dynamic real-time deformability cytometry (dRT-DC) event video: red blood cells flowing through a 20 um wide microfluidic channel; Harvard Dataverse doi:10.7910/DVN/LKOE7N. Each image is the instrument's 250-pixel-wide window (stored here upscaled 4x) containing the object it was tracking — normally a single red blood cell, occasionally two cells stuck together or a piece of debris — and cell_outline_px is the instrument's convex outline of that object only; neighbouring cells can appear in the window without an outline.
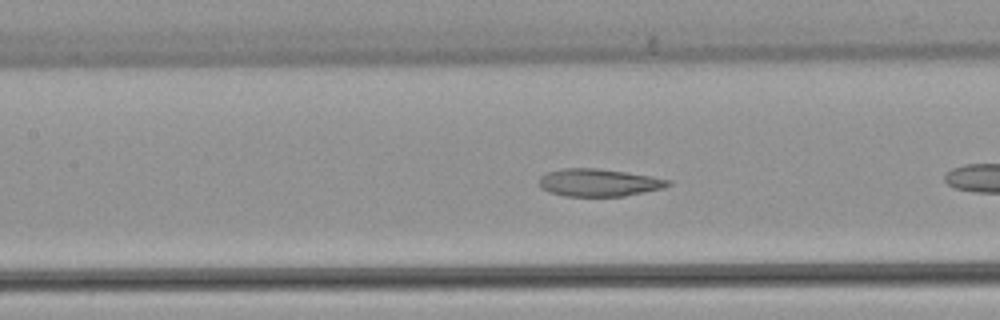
{"species": "common noctule bat (a hibernating species)", "species_latin": "Nyctalus noctula", "temperature_condition": "warm", "stored_images_in_passage": 16, "camera_frame_rate_fps": 3000, "um_per_image_px": 0.085, "animal": {"sex": "female", "body_mass_g": 22.7, "forearm_length_mm": 54.2}, "frame": {"image": 1, "passage_image": 5, "time_ms": 1.333, "image_size_px": [1000, 320], "cell_outline_px": [[672, 184], [664, 188], [624, 196], [564, 196], [548, 192], [540, 188], [540, 176], [548, 172], [564, 168], [596, 168], [628, 172], [652, 176], [672, 180]], "centroid_in_image_um": [50.92, 15.52], "position_along_channel_um": 156.5, "area_um2": 20.87}}